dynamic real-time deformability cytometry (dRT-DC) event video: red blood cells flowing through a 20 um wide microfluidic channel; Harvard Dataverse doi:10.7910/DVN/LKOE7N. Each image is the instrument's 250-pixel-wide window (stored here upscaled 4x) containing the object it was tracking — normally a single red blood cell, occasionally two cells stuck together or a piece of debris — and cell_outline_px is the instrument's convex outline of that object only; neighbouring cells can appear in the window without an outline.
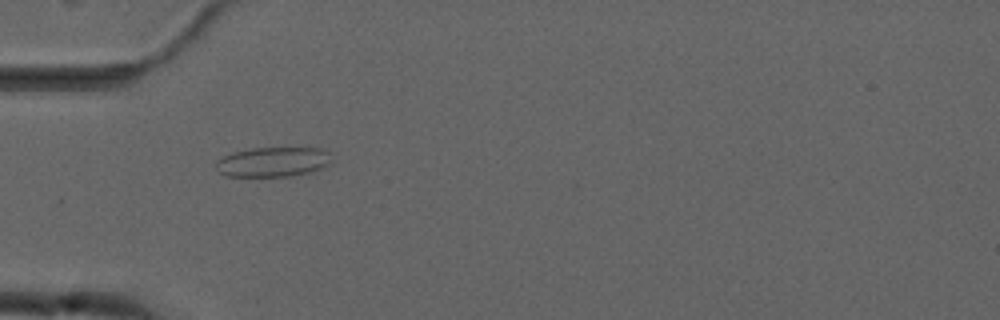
{"species": "common noctule bat (a hibernating species)", "species_latin": "Nyctalus noctula", "temperature_condition": "cold", "stored_images_in_passage": 5, "camera_frame_rate_fps": 3000, "um_per_image_px": 0.085, "animal": {"sex": "male", "forearm_length_mm": 52.5}, "frame": {"image": 1, "passage_image": 4, "time_ms": 4.667, "image_size_px": [1000, 320], "cell_outline_px": [[332, 164], [308, 172], [288, 176], [224, 176], [216, 168], [216, 160], [224, 156], [236, 152], [252, 148], [320, 148], [328, 152]], "centroid_in_image_um": [23.2, 13.76], "position_along_channel_um": 61.8, "area_um2": 19.83}}